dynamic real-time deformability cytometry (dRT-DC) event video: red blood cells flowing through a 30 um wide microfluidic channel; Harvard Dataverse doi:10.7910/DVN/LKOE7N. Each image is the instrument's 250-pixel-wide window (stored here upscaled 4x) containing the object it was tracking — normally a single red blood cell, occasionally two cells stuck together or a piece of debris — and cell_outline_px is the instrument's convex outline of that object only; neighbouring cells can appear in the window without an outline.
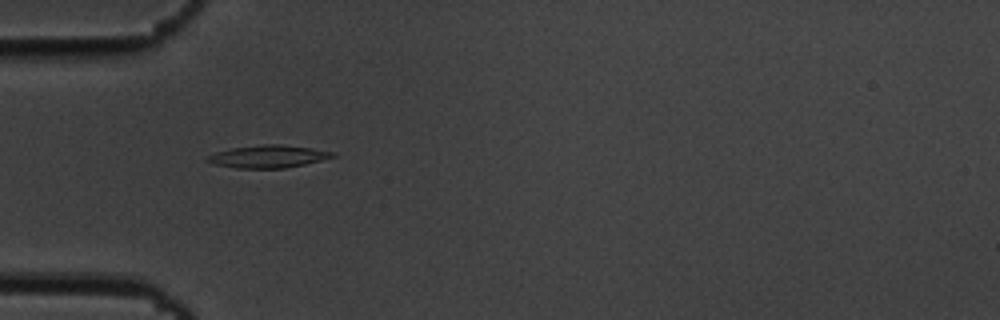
{"species": "common noctule bat (a hibernating species)", "species_latin": "Nyctalus noctula", "temperature_condition": "cold", "stored_images_in_passage": 51, "camera_frame_rate_fps": 3000, "um_per_image_px": 0.085, "animal": {"sex": "male", "body_mass_g": 19.5, "forearm_length_mm": 54.6}, "frame": {"image": 1, "passage_image": 13, "time_ms": 4.0, "image_size_px": [1000, 320], "cell_outline_px": [[336, 156], [304, 164], [284, 168], [236, 168], [212, 164], [204, 160], [204, 156], [216, 152], [232, 148], [260, 144], [280, 144], [312, 148], [336, 152]], "centroid_in_image_um": [22.74, 13.29], "position_along_channel_um": 62.3, "area_um2": 16.59}}
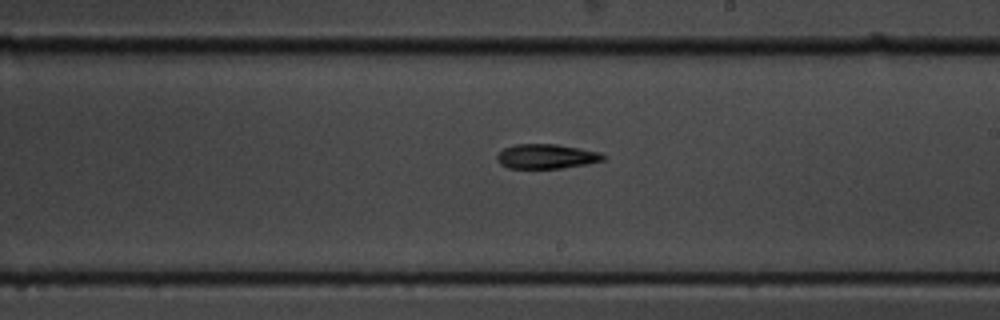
{"frame": {"image": 2, "passage_image": 28, "time_ms": 9.0, "image_size_px": [1000, 320], "cell_outline_px": [[608, 156], [604, 160], [584, 164], [560, 168], [508, 168], [500, 164], [496, 156], [504, 148], [516, 144], [556, 144], [580, 148], [600, 152]], "centroid_in_image_um": [46.46, 13.28], "position_along_channel_um": 242.5, "area_um2": 15.14}}
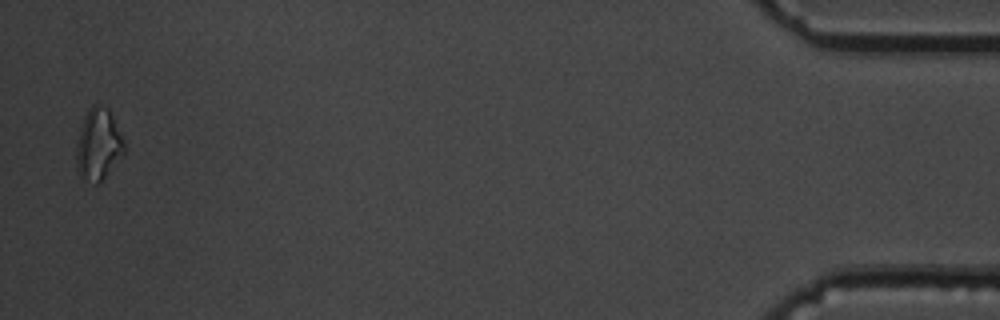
{"frame": {"image": 3, "passage_image": 50, "time_ms": 16.333, "image_size_px": [1000, 320], "cell_outline_px": [[124, 152], [104, 176], [96, 184], [80, 180], [76, 168], [76, 144], [80, 128], [84, 116], [92, 104], [100, 104], [108, 108], [124, 140]], "centroid_in_image_um": [8.31, 12.28], "position_along_channel_um": 426.9, "area_um2": 19.88}}